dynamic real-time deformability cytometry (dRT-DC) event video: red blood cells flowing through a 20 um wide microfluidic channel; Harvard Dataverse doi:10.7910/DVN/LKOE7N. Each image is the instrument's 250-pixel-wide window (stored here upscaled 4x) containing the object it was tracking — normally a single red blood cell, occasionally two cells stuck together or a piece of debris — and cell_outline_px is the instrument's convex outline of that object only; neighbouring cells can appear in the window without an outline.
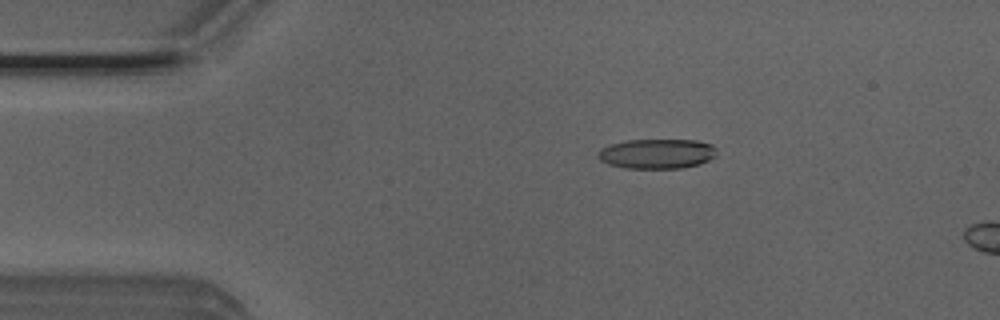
{"species": "Egyptian fruit bat (a non-hibernating species)", "species_latin": "Rousettus aegyptiacus", "temperature_condition": "room temperature", "stored_images_in_passage": 50, "camera_frame_rate_fps": 3000, "um_per_image_px": 0.085, "animal": {"sex": "male"}, "frame": {"image": 1, "passage_image": 9, "time_ms": 2.667, "image_size_px": [1000, 320], "cell_outline_px": [[716, 156], [700, 164], [680, 168], [624, 168], [608, 164], [600, 160], [596, 156], [596, 152], [600, 148], [612, 144], [628, 140], [696, 140], [712, 144], [716, 148]], "centroid_in_image_um": [55.82, 13.07], "position_along_channel_um": 29.2, "area_um2": 20.75}}
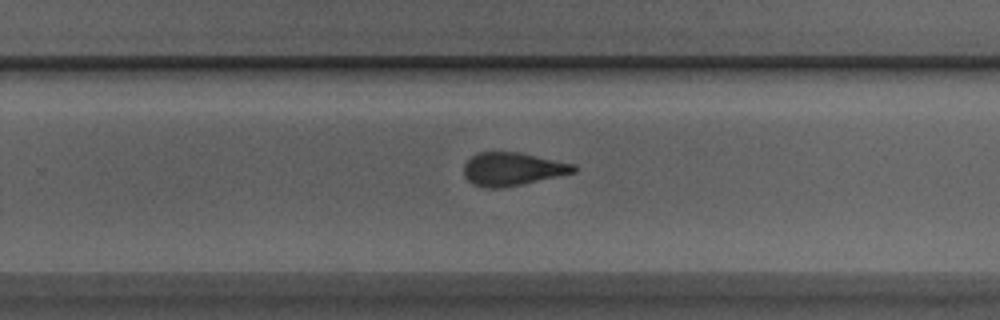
{"frame": {"image": 2, "passage_image": 32, "time_ms": 10.333, "image_size_px": [1000, 320], "cell_outline_px": [[576, 172], [504, 188], [484, 188], [472, 184], [464, 176], [464, 164], [472, 156], [480, 152], [520, 152], [576, 164]], "centroid_in_image_um": [43.55, 14.37], "position_along_channel_um": 286.2, "area_um2": 21.33}}
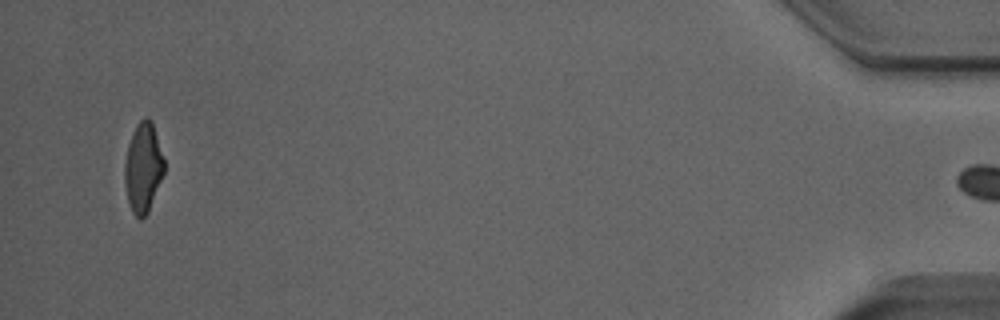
{"frame": {"image": 3, "passage_image": 49, "time_ms": 16.0, "image_size_px": [1000, 320], "cell_outline_px": [[164, 172], [148, 212], [140, 220], [132, 212], [128, 200], [124, 184], [124, 164], [128, 144], [140, 120], [144, 116], [148, 116], [152, 120], [164, 160]], "centroid_in_image_um": [12.16, 14.24], "position_along_channel_um": 423.0, "area_um2": 20.46}, "authors_computed_cell_mechanics": {"area_um2": 21.5305, "velocity_mm_per_s": 4.0041, "shape_relaxation_time_tau1_ms": 8.8968, "shape_relaxation_time_tau2_ms": 2.1415, "deformation_change_tau1": 0.2291, "deformation_change_tau2": 0.113}}